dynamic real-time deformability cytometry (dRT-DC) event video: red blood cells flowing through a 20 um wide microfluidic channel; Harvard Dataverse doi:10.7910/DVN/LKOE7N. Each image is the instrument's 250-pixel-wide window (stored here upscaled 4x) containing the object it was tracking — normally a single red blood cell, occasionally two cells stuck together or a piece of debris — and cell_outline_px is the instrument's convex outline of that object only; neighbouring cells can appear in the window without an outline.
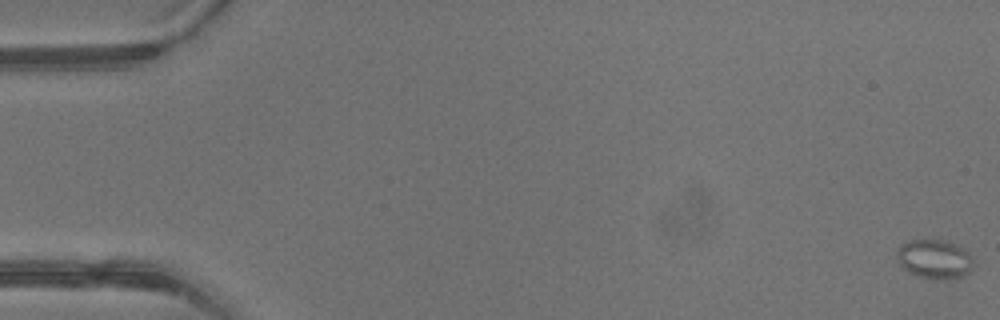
{"species": "common noctule bat (a hibernating species)", "species_latin": "Nyctalus noctula", "temperature_condition": "warm", "stored_images_in_passage": 4, "camera_frame_rate_fps": 3000, "um_per_image_px": 0.085, "animal": {"sex": "male", "body_mass_g": 13.3}, "frame": {"image": 1, "passage_image": 1, "time_ms": 0.0, "image_size_px": [1000, 320], "cell_outline_px": [[972, 268], [964, 276], [920, 276], [908, 272], [900, 264], [896, 256], [896, 248], [900, 244], [908, 240], [932, 236], [956, 244], [964, 248], [968, 252], [972, 260]], "centroid_in_image_um": [79.37, 21.9], "position_along_channel_um": 5.6, "area_um2": 17.4}}
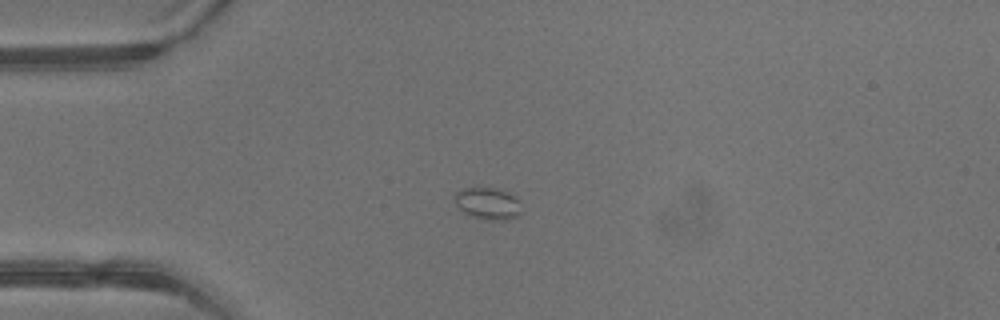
{"frame": {"image": 2, "passage_image": 4, "time_ms": 1.0, "image_size_px": [1000, 320], "cell_outline_px": [[520, 212], [516, 216], [504, 220], [488, 220], [472, 216], [464, 212], [456, 204], [456, 192], [464, 188], [496, 188], [512, 196], [516, 200]], "centroid_in_image_um": [41.42, 17.3], "position_along_channel_um": 43.6, "area_um2": 11.79}}